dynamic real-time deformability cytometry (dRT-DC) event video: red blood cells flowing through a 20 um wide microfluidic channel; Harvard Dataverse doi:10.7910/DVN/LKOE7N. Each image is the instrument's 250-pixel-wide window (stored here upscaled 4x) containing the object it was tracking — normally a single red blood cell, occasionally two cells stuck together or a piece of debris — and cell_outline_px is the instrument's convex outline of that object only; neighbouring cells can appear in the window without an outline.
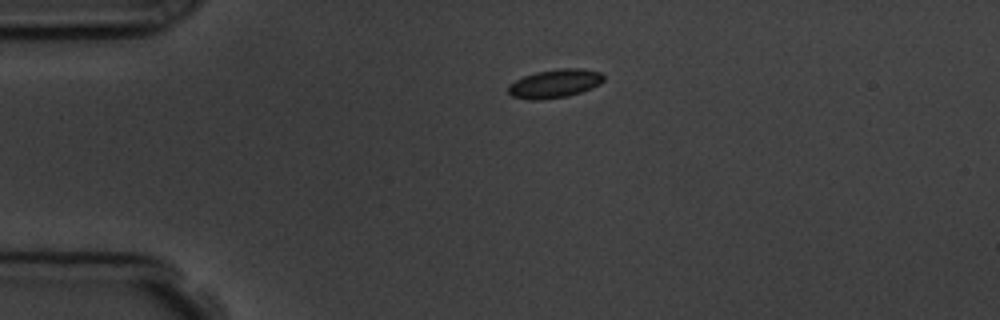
{"species": "common noctule bat (a hibernating species)", "species_latin": "Nyctalus noctula", "temperature_condition": "room temperature", "stored_images_in_passage": 3, "segment_of_instrument_passage": [1, 2], "camera_frame_rate_fps": 3000, "um_per_image_px": 0.085, "animal": {"sex": "male", "body_mass_g": 19.5, "forearm_length_mm": 54.6}, "frame": {"image": 1, "passage_image": 1, "time_ms": 0.0, "image_size_px": [1000, 320], "cell_outline_px": [[604, 80], [600, 84], [592, 88], [568, 96], [540, 100], [532, 100], [512, 96], [508, 92], [508, 84], [524, 76], [536, 72], [560, 68], [580, 68], [604, 72]], "centroid_in_image_um": [47.19, 7.09], "position_along_channel_um": 37.8, "area_um2": 16.01}}